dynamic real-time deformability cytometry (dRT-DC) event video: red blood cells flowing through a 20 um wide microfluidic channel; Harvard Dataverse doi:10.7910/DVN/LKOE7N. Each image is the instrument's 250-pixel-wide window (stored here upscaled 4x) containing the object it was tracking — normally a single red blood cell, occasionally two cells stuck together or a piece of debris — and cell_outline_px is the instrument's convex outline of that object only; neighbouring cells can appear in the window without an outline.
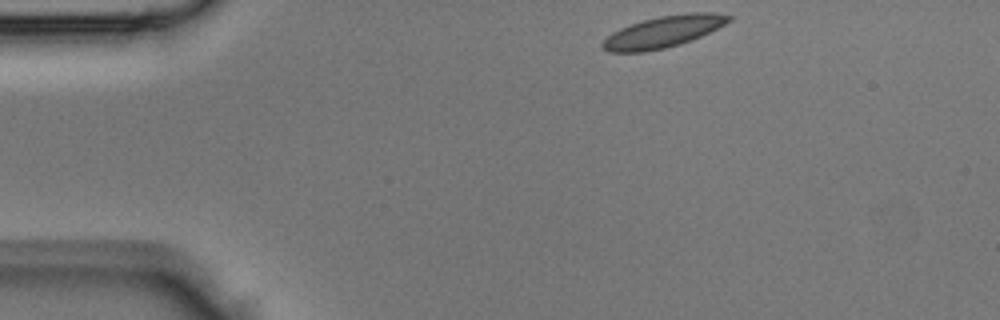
{"species": "Egyptian fruit bat (a non-hibernating species)", "species_latin": "Rousettus aegyptiacus", "temperature_condition": "room temperature", "stored_images_in_passage": 37, "camera_frame_rate_fps": 3000, "um_per_image_px": 0.085, "animal": {"sex": "male"}, "frame": {"image": 1, "passage_image": 1, "time_ms": 0.0, "image_size_px": [1000, 320], "cell_outline_px": [[732, 20], [700, 36], [680, 44], [664, 48], [644, 52], [608, 52], [600, 44], [612, 32], [620, 28], [644, 20], [660, 16], [688, 12], [712, 12], [732, 16]], "centroid_in_image_um": [56.37, 2.69], "position_along_channel_um": 28.6, "area_um2": 22.89}}
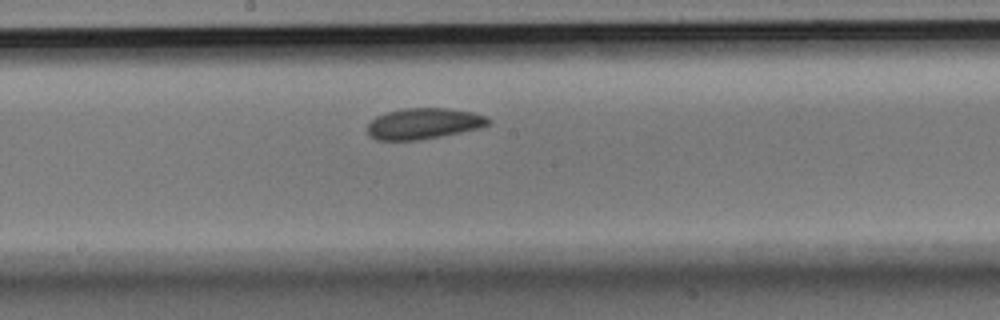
{"frame": {"image": 2, "passage_image": 17, "time_ms": 5.333, "image_size_px": [1000, 320], "cell_outline_px": [[492, 120], [488, 124], [480, 128], [440, 136], [416, 140], [376, 140], [368, 136], [368, 124], [376, 116], [388, 112], [404, 108], [452, 108], [472, 112], [488, 116]], "centroid_in_image_um": [36.03, 10.5], "position_along_channel_um": 212.2, "area_um2": 21.85}}
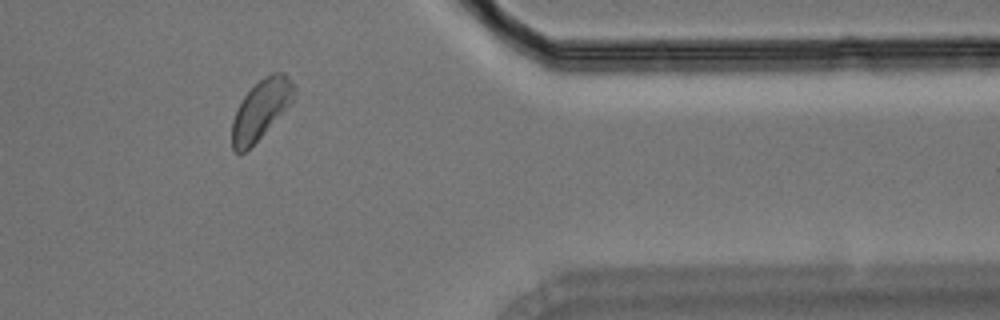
{"frame": {"image": 3, "passage_image": 30, "time_ms": 9.667, "image_size_px": [1000, 320], "cell_outline_px": [[296, 88], [292, 104], [244, 152], [236, 152], [232, 148], [232, 120], [236, 108], [244, 96], [264, 76], [272, 72], [284, 72], [296, 84]], "centroid_in_image_um": [22.21, 9.25], "position_along_channel_um": 389.2, "area_um2": 21.39}}